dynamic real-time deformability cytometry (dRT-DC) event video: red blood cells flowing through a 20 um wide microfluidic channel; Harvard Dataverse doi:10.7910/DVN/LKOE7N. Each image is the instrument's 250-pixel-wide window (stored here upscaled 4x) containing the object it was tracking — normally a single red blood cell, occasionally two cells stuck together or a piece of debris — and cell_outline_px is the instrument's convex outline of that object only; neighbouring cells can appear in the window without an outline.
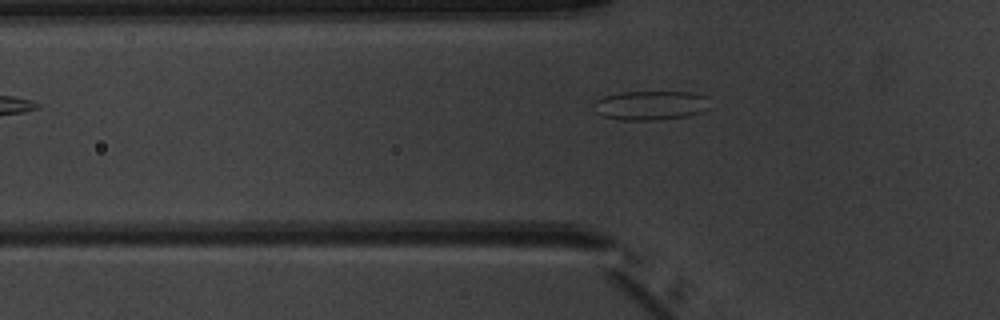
{"species": "common noctule bat (a hibernating species)", "species_latin": "Nyctalus noctula", "temperature_condition": "warm", "stored_images_in_passage": 8, "camera_frame_rate_fps": 3000, "um_per_image_px": 0.085, "animal": {"sex": "male", "body_mass_g": 20.1, "forearm_length_mm": 53.5}, "frame": {"image": 1, "passage_image": 8, "time_ms": 8.0, "image_size_px": [1000, 320], "cell_outline_px": [[708, 108], [700, 112], [688, 116], [652, 120], [620, 120], [604, 116], [596, 112], [592, 104], [596, 100], [604, 96], [620, 92], [692, 92], [708, 96]], "centroid_in_image_um": [55.29, 8.95], "position_along_channel_um": 70.5, "area_um2": 19.83}}